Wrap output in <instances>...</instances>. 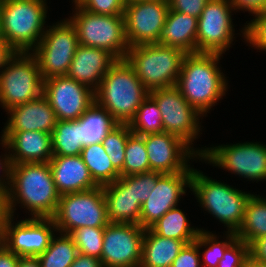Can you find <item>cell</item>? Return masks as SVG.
Instances as JSON below:
<instances>
[{"label":"cell","instance_id":"1","mask_svg":"<svg viewBox=\"0 0 266 267\" xmlns=\"http://www.w3.org/2000/svg\"><path fill=\"white\" fill-rule=\"evenodd\" d=\"M59 198L49 163L12 165L11 183L6 192L8 215L14 217L16 204H21L33 218H52Z\"/></svg>","mask_w":266,"mask_h":267},{"label":"cell","instance_id":"2","mask_svg":"<svg viewBox=\"0 0 266 267\" xmlns=\"http://www.w3.org/2000/svg\"><path fill=\"white\" fill-rule=\"evenodd\" d=\"M222 54L188 53L184 56L175 87L203 117L217 105L228 89L218 63Z\"/></svg>","mask_w":266,"mask_h":267},{"label":"cell","instance_id":"3","mask_svg":"<svg viewBox=\"0 0 266 267\" xmlns=\"http://www.w3.org/2000/svg\"><path fill=\"white\" fill-rule=\"evenodd\" d=\"M95 102L118 123H129L149 91L126 59L118 60L104 75L94 92Z\"/></svg>","mask_w":266,"mask_h":267},{"label":"cell","instance_id":"4","mask_svg":"<svg viewBox=\"0 0 266 267\" xmlns=\"http://www.w3.org/2000/svg\"><path fill=\"white\" fill-rule=\"evenodd\" d=\"M47 0H0L2 37L15 52H32L46 31Z\"/></svg>","mask_w":266,"mask_h":267},{"label":"cell","instance_id":"5","mask_svg":"<svg viewBox=\"0 0 266 267\" xmlns=\"http://www.w3.org/2000/svg\"><path fill=\"white\" fill-rule=\"evenodd\" d=\"M190 190L200 206L227 227L225 232H237L243 222L251 193L212 179L194 168Z\"/></svg>","mask_w":266,"mask_h":267},{"label":"cell","instance_id":"6","mask_svg":"<svg viewBox=\"0 0 266 267\" xmlns=\"http://www.w3.org/2000/svg\"><path fill=\"white\" fill-rule=\"evenodd\" d=\"M186 53L159 43L129 47L126 60L143 86L150 92L175 87Z\"/></svg>","mask_w":266,"mask_h":267},{"label":"cell","instance_id":"7","mask_svg":"<svg viewBox=\"0 0 266 267\" xmlns=\"http://www.w3.org/2000/svg\"><path fill=\"white\" fill-rule=\"evenodd\" d=\"M43 79L31 52H15L0 72V105L5 111L42 95Z\"/></svg>","mask_w":266,"mask_h":267},{"label":"cell","instance_id":"8","mask_svg":"<svg viewBox=\"0 0 266 267\" xmlns=\"http://www.w3.org/2000/svg\"><path fill=\"white\" fill-rule=\"evenodd\" d=\"M75 10V11H74ZM68 19L75 26L80 45L105 49L124 60L129 46L125 37L124 15H100L76 6Z\"/></svg>","mask_w":266,"mask_h":267},{"label":"cell","instance_id":"9","mask_svg":"<svg viewBox=\"0 0 266 267\" xmlns=\"http://www.w3.org/2000/svg\"><path fill=\"white\" fill-rule=\"evenodd\" d=\"M52 219L57 232L65 234L80 227L105 228L109 220L102 186L61 195Z\"/></svg>","mask_w":266,"mask_h":267},{"label":"cell","instance_id":"10","mask_svg":"<svg viewBox=\"0 0 266 267\" xmlns=\"http://www.w3.org/2000/svg\"><path fill=\"white\" fill-rule=\"evenodd\" d=\"M47 27L49 29L46 28L31 52L37 59L43 80L66 76L79 45L76 28L68 18Z\"/></svg>","mask_w":266,"mask_h":267},{"label":"cell","instance_id":"11","mask_svg":"<svg viewBox=\"0 0 266 267\" xmlns=\"http://www.w3.org/2000/svg\"><path fill=\"white\" fill-rule=\"evenodd\" d=\"M149 95L156 101L160 110L163 132L178 136L201 156L206 148L194 149L192 142L200 136V118L203 116L188 103L176 87L151 90Z\"/></svg>","mask_w":266,"mask_h":267},{"label":"cell","instance_id":"12","mask_svg":"<svg viewBox=\"0 0 266 267\" xmlns=\"http://www.w3.org/2000/svg\"><path fill=\"white\" fill-rule=\"evenodd\" d=\"M200 157L249 181H266V145L260 142L210 146Z\"/></svg>","mask_w":266,"mask_h":267},{"label":"cell","instance_id":"13","mask_svg":"<svg viewBox=\"0 0 266 267\" xmlns=\"http://www.w3.org/2000/svg\"><path fill=\"white\" fill-rule=\"evenodd\" d=\"M230 0H210L198 18L196 53L224 54L234 41Z\"/></svg>","mask_w":266,"mask_h":267},{"label":"cell","instance_id":"14","mask_svg":"<svg viewBox=\"0 0 266 267\" xmlns=\"http://www.w3.org/2000/svg\"><path fill=\"white\" fill-rule=\"evenodd\" d=\"M168 11V0H138L127 3L123 15L128 46L159 43Z\"/></svg>","mask_w":266,"mask_h":267},{"label":"cell","instance_id":"15","mask_svg":"<svg viewBox=\"0 0 266 267\" xmlns=\"http://www.w3.org/2000/svg\"><path fill=\"white\" fill-rule=\"evenodd\" d=\"M144 232L139 224L109 223L103 234V267H140Z\"/></svg>","mask_w":266,"mask_h":267},{"label":"cell","instance_id":"16","mask_svg":"<svg viewBox=\"0 0 266 267\" xmlns=\"http://www.w3.org/2000/svg\"><path fill=\"white\" fill-rule=\"evenodd\" d=\"M13 218L8 215L5 220L4 245L20 257H37L43 253L57 231L54 220L29 217L14 223Z\"/></svg>","mask_w":266,"mask_h":267},{"label":"cell","instance_id":"17","mask_svg":"<svg viewBox=\"0 0 266 267\" xmlns=\"http://www.w3.org/2000/svg\"><path fill=\"white\" fill-rule=\"evenodd\" d=\"M42 95L55 111L57 120H78L95 102L93 90L67 76L43 80Z\"/></svg>","mask_w":266,"mask_h":267},{"label":"cell","instance_id":"18","mask_svg":"<svg viewBox=\"0 0 266 267\" xmlns=\"http://www.w3.org/2000/svg\"><path fill=\"white\" fill-rule=\"evenodd\" d=\"M193 167L184 172L164 173L158 179L155 189L142 204L140 212V226L150 228L170 209L177 207L185 188L191 187Z\"/></svg>","mask_w":266,"mask_h":267},{"label":"cell","instance_id":"19","mask_svg":"<svg viewBox=\"0 0 266 267\" xmlns=\"http://www.w3.org/2000/svg\"><path fill=\"white\" fill-rule=\"evenodd\" d=\"M150 170L161 173L186 171L191 159L201 157L181 138L160 132L144 136Z\"/></svg>","mask_w":266,"mask_h":267},{"label":"cell","instance_id":"20","mask_svg":"<svg viewBox=\"0 0 266 267\" xmlns=\"http://www.w3.org/2000/svg\"><path fill=\"white\" fill-rule=\"evenodd\" d=\"M117 61L118 59L105 49L79 44L66 76L95 92L104 75Z\"/></svg>","mask_w":266,"mask_h":267},{"label":"cell","instance_id":"21","mask_svg":"<svg viewBox=\"0 0 266 267\" xmlns=\"http://www.w3.org/2000/svg\"><path fill=\"white\" fill-rule=\"evenodd\" d=\"M6 112L9 118L2 132L41 131L51 134L58 121L55 111L43 95Z\"/></svg>","mask_w":266,"mask_h":267},{"label":"cell","instance_id":"22","mask_svg":"<svg viewBox=\"0 0 266 267\" xmlns=\"http://www.w3.org/2000/svg\"><path fill=\"white\" fill-rule=\"evenodd\" d=\"M12 164L49 163L53 156L51 134L41 131L2 132Z\"/></svg>","mask_w":266,"mask_h":267},{"label":"cell","instance_id":"23","mask_svg":"<svg viewBox=\"0 0 266 267\" xmlns=\"http://www.w3.org/2000/svg\"><path fill=\"white\" fill-rule=\"evenodd\" d=\"M49 166L60 196L98 187L80 155L52 156Z\"/></svg>","mask_w":266,"mask_h":267},{"label":"cell","instance_id":"24","mask_svg":"<svg viewBox=\"0 0 266 267\" xmlns=\"http://www.w3.org/2000/svg\"><path fill=\"white\" fill-rule=\"evenodd\" d=\"M102 188L107 203L109 223L140 225L142 204L135 199L133 187L122 176Z\"/></svg>","mask_w":266,"mask_h":267},{"label":"cell","instance_id":"25","mask_svg":"<svg viewBox=\"0 0 266 267\" xmlns=\"http://www.w3.org/2000/svg\"><path fill=\"white\" fill-rule=\"evenodd\" d=\"M197 28L198 18L169 9L159 44L196 53Z\"/></svg>","mask_w":266,"mask_h":267},{"label":"cell","instance_id":"26","mask_svg":"<svg viewBox=\"0 0 266 267\" xmlns=\"http://www.w3.org/2000/svg\"><path fill=\"white\" fill-rule=\"evenodd\" d=\"M185 244L184 241L162 237L151 228H146L140 267H171Z\"/></svg>","mask_w":266,"mask_h":267},{"label":"cell","instance_id":"27","mask_svg":"<svg viewBox=\"0 0 266 267\" xmlns=\"http://www.w3.org/2000/svg\"><path fill=\"white\" fill-rule=\"evenodd\" d=\"M78 120L81 122L83 147L101 143L108 132L118 124L112 115L96 102Z\"/></svg>","mask_w":266,"mask_h":267},{"label":"cell","instance_id":"28","mask_svg":"<svg viewBox=\"0 0 266 267\" xmlns=\"http://www.w3.org/2000/svg\"><path fill=\"white\" fill-rule=\"evenodd\" d=\"M150 228L162 237L181 240L186 244L195 241L203 229L191 227L185 212L178 207L170 209Z\"/></svg>","mask_w":266,"mask_h":267},{"label":"cell","instance_id":"29","mask_svg":"<svg viewBox=\"0 0 266 267\" xmlns=\"http://www.w3.org/2000/svg\"><path fill=\"white\" fill-rule=\"evenodd\" d=\"M252 194L245 207L241 226L235 233L237 238L250 244L253 240L266 236V198Z\"/></svg>","mask_w":266,"mask_h":267},{"label":"cell","instance_id":"30","mask_svg":"<svg viewBox=\"0 0 266 267\" xmlns=\"http://www.w3.org/2000/svg\"><path fill=\"white\" fill-rule=\"evenodd\" d=\"M53 156L80 155L83 149L81 122L58 120L51 133Z\"/></svg>","mask_w":266,"mask_h":267},{"label":"cell","instance_id":"31","mask_svg":"<svg viewBox=\"0 0 266 267\" xmlns=\"http://www.w3.org/2000/svg\"><path fill=\"white\" fill-rule=\"evenodd\" d=\"M80 156L98 186L113 183L120 177L101 143L84 146Z\"/></svg>","mask_w":266,"mask_h":267},{"label":"cell","instance_id":"32","mask_svg":"<svg viewBox=\"0 0 266 267\" xmlns=\"http://www.w3.org/2000/svg\"><path fill=\"white\" fill-rule=\"evenodd\" d=\"M51 240L48 248L37 256L41 267H70L79 251L68 234L59 232Z\"/></svg>","mask_w":266,"mask_h":267},{"label":"cell","instance_id":"33","mask_svg":"<svg viewBox=\"0 0 266 267\" xmlns=\"http://www.w3.org/2000/svg\"><path fill=\"white\" fill-rule=\"evenodd\" d=\"M128 125L131 132L139 136L163 132L160 110L150 95L142 102Z\"/></svg>","mask_w":266,"mask_h":267},{"label":"cell","instance_id":"34","mask_svg":"<svg viewBox=\"0 0 266 267\" xmlns=\"http://www.w3.org/2000/svg\"><path fill=\"white\" fill-rule=\"evenodd\" d=\"M225 241H219V237L212 232L202 229L197 237V246L204 249L202 255V267H218L219 261L223 258L225 250L237 239L234 232H225Z\"/></svg>","mask_w":266,"mask_h":267},{"label":"cell","instance_id":"35","mask_svg":"<svg viewBox=\"0 0 266 267\" xmlns=\"http://www.w3.org/2000/svg\"><path fill=\"white\" fill-rule=\"evenodd\" d=\"M150 171L144 136L132 133L127 139L125 160L120 176H130Z\"/></svg>","mask_w":266,"mask_h":267},{"label":"cell","instance_id":"36","mask_svg":"<svg viewBox=\"0 0 266 267\" xmlns=\"http://www.w3.org/2000/svg\"><path fill=\"white\" fill-rule=\"evenodd\" d=\"M132 134L127 123H118L114 126L101 144L106 154L110 157L113 167L120 173L125 160V147L128 137Z\"/></svg>","mask_w":266,"mask_h":267},{"label":"cell","instance_id":"37","mask_svg":"<svg viewBox=\"0 0 266 267\" xmlns=\"http://www.w3.org/2000/svg\"><path fill=\"white\" fill-rule=\"evenodd\" d=\"M105 228L80 227L68 233L80 254L101 258Z\"/></svg>","mask_w":266,"mask_h":267},{"label":"cell","instance_id":"38","mask_svg":"<svg viewBox=\"0 0 266 267\" xmlns=\"http://www.w3.org/2000/svg\"><path fill=\"white\" fill-rule=\"evenodd\" d=\"M254 17L241 30L242 37L249 46L266 52V10Z\"/></svg>","mask_w":266,"mask_h":267},{"label":"cell","instance_id":"39","mask_svg":"<svg viewBox=\"0 0 266 267\" xmlns=\"http://www.w3.org/2000/svg\"><path fill=\"white\" fill-rule=\"evenodd\" d=\"M161 172L150 171L146 173L122 176L127 183L133 187V194L136 200L143 204L155 189L157 179L162 175Z\"/></svg>","mask_w":266,"mask_h":267},{"label":"cell","instance_id":"40","mask_svg":"<svg viewBox=\"0 0 266 267\" xmlns=\"http://www.w3.org/2000/svg\"><path fill=\"white\" fill-rule=\"evenodd\" d=\"M249 257V245L236 239L224 252L218 267H244Z\"/></svg>","mask_w":266,"mask_h":267},{"label":"cell","instance_id":"41","mask_svg":"<svg viewBox=\"0 0 266 267\" xmlns=\"http://www.w3.org/2000/svg\"><path fill=\"white\" fill-rule=\"evenodd\" d=\"M124 0H86L81 7L90 13L100 15H123Z\"/></svg>","mask_w":266,"mask_h":267},{"label":"cell","instance_id":"42","mask_svg":"<svg viewBox=\"0 0 266 267\" xmlns=\"http://www.w3.org/2000/svg\"><path fill=\"white\" fill-rule=\"evenodd\" d=\"M171 267H202L197 238L195 241L184 245Z\"/></svg>","mask_w":266,"mask_h":267},{"label":"cell","instance_id":"43","mask_svg":"<svg viewBox=\"0 0 266 267\" xmlns=\"http://www.w3.org/2000/svg\"><path fill=\"white\" fill-rule=\"evenodd\" d=\"M210 0H168L169 9L199 18Z\"/></svg>","mask_w":266,"mask_h":267},{"label":"cell","instance_id":"44","mask_svg":"<svg viewBox=\"0 0 266 267\" xmlns=\"http://www.w3.org/2000/svg\"><path fill=\"white\" fill-rule=\"evenodd\" d=\"M0 144L2 147H5V154L0 156V188L6 193L10 187L11 183V169H12V162L10 157V152H8V146L6 140L3 136H1ZM8 153V154H7ZM2 157V158H1Z\"/></svg>","mask_w":266,"mask_h":267},{"label":"cell","instance_id":"45","mask_svg":"<svg viewBox=\"0 0 266 267\" xmlns=\"http://www.w3.org/2000/svg\"><path fill=\"white\" fill-rule=\"evenodd\" d=\"M233 11H248L253 16L266 10V0H230Z\"/></svg>","mask_w":266,"mask_h":267},{"label":"cell","instance_id":"46","mask_svg":"<svg viewBox=\"0 0 266 267\" xmlns=\"http://www.w3.org/2000/svg\"><path fill=\"white\" fill-rule=\"evenodd\" d=\"M249 257L266 264V236L257 238L249 244Z\"/></svg>","mask_w":266,"mask_h":267},{"label":"cell","instance_id":"47","mask_svg":"<svg viewBox=\"0 0 266 267\" xmlns=\"http://www.w3.org/2000/svg\"><path fill=\"white\" fill-rule=\"evenodd\" d=\"M20 256L10 251L5 245L0 249V267H17Z\"/></svg>","mask_w":266,"mask_h":267},{"label":"cell","instance_id":"48","mask_svg":"<svg viewBox=\"0 0 266 267\" xmlns=\"http://www.w3.org/2000/svg\"><path fill=\"white\" fill-rule=\"evenodd\" d=\"M70 267H103V265L100 259L79 253Z\"/></svg>","mask_w":266,"mask_h":267},{"label":"cell","instance_id":"49","mask_svg":"<svg viewBox=\"0 0 266 267\" xmlns=\"http://www.w3.org/2000/svg\"><path fill=\"white\" fill-rule=\"evenodd\" d=\"M15 51L8 45L4 39H0V72Z\"/></svg>","mask_w":266,"mask_h":267},{"label":"cell","instance_id":"50","mask_svg":"<svg viewBox=\"0 0 266 267\" xmlns=\"http://www.w3.org/2000/svg\"><path fill=\"white\" fill-rule=\"evenodd\" d=\"M17 267H41L37 257L27 256L20 257Z\"/></svg>","mask_w":266,"mask_h":267},{"label":"cell","instance_id":"51","mask_svg":"<svg viewBox=\"0 0 266 267\" xmlns=\"http://www.w3.org/2000/svg\"><path fill=\"white\" fill-rule=\"evenodd\" d=\"M0 216H8L6 210V193L0 188Z\"/></svg>","mask_w":266,"mask_h":267},{"label":"cell","instance_id":"52","mask_svg":"<svg viewBox=\"0 0 266 267\" xmlns=\"http://www.w3.org/2000/svg\"><path fill=\"white\" fill-rule=\"evenodd\" d=\"M7 216H0V249L4 246L5 241V220Z\"/></svg>","mask_w":266,"mask_h":267},{"label":"cell","instance_id":"53","mask_svg":"<svg viewBox=\"0 0 266 267\" xmlns=\"http://www.w3.org/2000/svg\"><path fill=\"white\" fill-rule=\"evenodd\" d=\"M244 267H266V264L257 262L253 260L252 258L248 257Z\"/></svg>","mask_w":266,"mask_h":267},{"label":"cell","instance_id":"54","mask_svg":"<svg viewBox=\"0 0 266 267\" xmlns=\"http://www.w3.org/2000/svg\"><path fill=\"white\" fill-rule=\"evenodd\" d=\"M74 2L75 7L81 6L86 0H72Z\"/></svg>","mask_w":266,"mask_h":267},{"label":"cell","instance_id":"55","mask_svg":"<svg viewBox=\"0 0 266 267\" xmlns=\"http://www.w3.org/2000/svg\"><path fill=\"white\" fill-rule=\"evenodd\" d=\"M0 39H3V37H2V28H1V14H0Z\"/></svg>","mask_w":266,"mask_h":267},{"label":"cell","instance_id":"56","mask_svg":"<svg viewBox=\"0 0 266 267\" xmlns=\"http://www.w3.org/2000/svg\"><path fill=\"white\" fill-rule=\"evenodd\" d=\"M124 1H125V3L127 4V3L134 2V1H138V0H124Z\"/></svg>","mask_w":266,"mask_h":267}]
</instances>
